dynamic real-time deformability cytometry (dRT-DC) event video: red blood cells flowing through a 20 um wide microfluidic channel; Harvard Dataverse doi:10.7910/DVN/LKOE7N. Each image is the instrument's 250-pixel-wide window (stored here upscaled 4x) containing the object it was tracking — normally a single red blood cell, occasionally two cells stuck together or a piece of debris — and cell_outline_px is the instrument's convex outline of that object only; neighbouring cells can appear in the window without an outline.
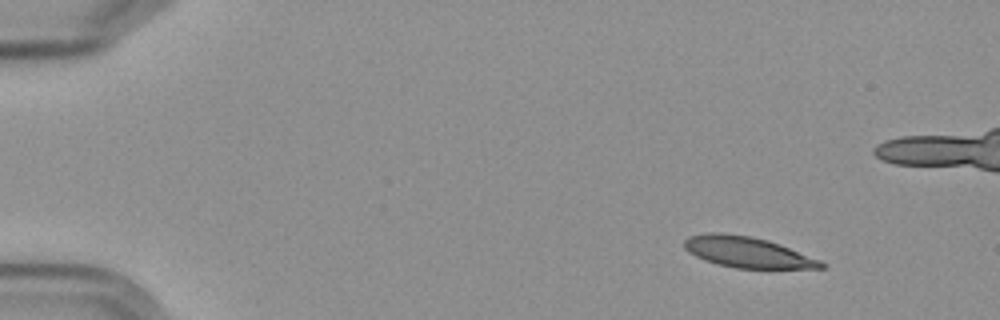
{"species": "Egyptian fruit bat (a non-hibernating species)", "species_latin": "Rousettus aegyptiacus", "temperature_condition": "cold", "stored_images_in_passage": 5, "camera_frame_rate_fps": 3000, "um_per_image_px": 0.085, "frame": {"image": 1, "passage_image": 1, "time_ms": 0.0, "image_size_px": [1000, 320], "cell_outline_px": [[824, 268], [736, 268], [704, 260], [688, 252], [684, 248], [684, 240], [688, 236], [708, 232], [720, 232], [748, 236], [768, 240], [820, 260], [824, 264]], "centroid_in_image_um": [63.47, 21.42], "position_along_channel_um": 21.5, "area_um2": 24.22}}